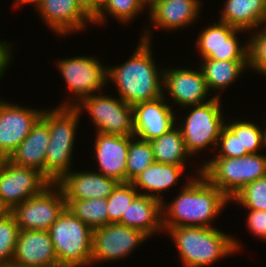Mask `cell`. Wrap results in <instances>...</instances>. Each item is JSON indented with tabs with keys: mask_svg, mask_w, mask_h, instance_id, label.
<instances>
[{
	"mask_svg": "<svg viewBox=\"0 0 266 267\" xmlns=\"http://www.w3.org/2000/svg\"><path fill=\"white\" fill-rule=\"evenodd\" d=\"M66 208L65 196L57 183L17 205L11 213L19 230H49Z\"/></svg>",
	"mask_w": 266,
	"mask_h": 267,
	"instance_id": "obj_13",
	"label": "cell"
},
{
	"mask_svg": "<svg viewBox=\"0 0 266 267\" xmlns=\"http://www.w3.org/2000/svg\"><path fill=\"white\" fill-rule=\"evenodd\" d=\"M11 267H60L47 230H20Z\"/></svg>",
	"mask_w": 266,
	"mask_h": 267,
	"instance_id": "obj_19",
	"label": "cell"
},
{
	"mask_svg": "<svg viewBox=\"0 0 266 267\" xmlns=\"http://www.w3.org/2000/svg\"><path fill=\"white\" fill-rule=\"evenodd\" d=\"M138 40L139 44L126 61L107 66V83L114 85L116 96L132 106L163 95V64L160 67L155 62L152 41Z\"/></svg>",
	"mask_w": 266,
	"mask_h": 267,
	"instance_id": "obj_2",
	"label": "cell"
},
{
	"mask_svg": "<svg viewBox=\"0 0 266 267\" xmlns=\"http://www.w3.org/2000/svg\"><path fill=\"white\" fill-rule=\"evenodd\" d=\"M96 56H74L55 61L70 95L57 106L75 107L83 98L102 92L107 83V66Z\"/></svg>",
	"mask_w": 266,
	"mask_h": 267,
	"instance_id": "obj_8",
	"label": "cell"
},
{
	"mask_svg": "<svg viewBox=\"0 0 266 267\" xmlns=\"http://www.w3.org/2000/svg\"><path fill=\"white\" fill-rule=\"evenodd\" d=\"M173 110L163 95L133 105L134 137L151 141L167 133L176 126L178 111Z\"/></svg>",
	"mask_w": 266,
	"mask_h": 267,
	"instance_id": "obj_18",
	"label": "cell"
},
{
	"mask_svg": "<svg viewBox=\"0 0 266 267\" xmlns=\"http://www.w3.org/2000/svg\"><path fill=\"white\" fill-rule=\"evenodd\" d=\"M103 93L99 92L83 98L75 108L81 116L85 113L89 115L96 132L134 136L133 106L125 103L118 96Z\"/></svg>",
	"mask_w": 266,
	"mask_h": 267,
	"instance_id": "obj_9",
	"label": "cell"
},
{
	"mask_svg": "<svg viewBox=\"0 0 266 267\" xmlns=\"http://www.w3.org/2000/svg\"><path fill=\"white\" fill-rule=\"evenodd\" d=\"M139 194L131 182H119L107 198L108 223H120L132 200Z\"/></svg>",
	"mask_w": 266,
	"mask_h": 267,
	"instance_id": "obj_31",
	"label": "cell"
},
{
	"mask_svg": "<svg viewBox=\"0 0 266 267\" xmlns=\"http://www.w3.org/2000/svg\"><path fill=\"white\" fill-rule=\"evenodd\" d=\"M19 2H20V0H14V1H13V4H12L13 7H15Z\"/></svg>",
	"mask_w": 266,
	"mask_h": 267,
	"instance_id": "obj_45",
	"label": "cell"
},
{
	"mask_svg": "<svg viewBox=\"0 0 266 267\" xmlns=\"http://www.w3.org/2000/svg\"><path fill=\"white\" fill-rule=\"evenodd\" d=\"M13 45L14 42L11 44V41H4L0 39V80L4 77L5 72L10 67L11 62L14 59V52H13Z\"/></svg>",
	"mask_w": 266,
	"mask_h": 267,
	"instance_id": "obj_38",
	"label": "cell"
},
{
	"mask_svg": "<svg viewBox=\"0 0 266 267\" xmlns=\"http://www.w3.org/2000/svg\"><path fill=\"white\" fill-rule=\"evenodd\" d=\"M166 233L176 246L183 267H210L243 247L240 239L218 227H176Z\"/></svg>",
	"mask_w": 266,
	"mask_h": 267,
	"instance_id": "obj_3",
	"label": "cell"
},
{
	"mask_svg": "<svg viewBox=\"0 0 266 267\" xmlns=\"http://www.w3.org/2000/svg\"><path fill=\"white\" fill-rule=\"evenodd\" d=\"M255 121L239 118V143L241 152L261 153L263 149L264 123L259 126ZM261 151V152H259Z\"/></svg>",
	"mask_w": 266,
	"mask_h": 267,
	"instance_id": "obj_36",
	"label": "cell"
},
{
	"mask_svg": "<svg viewBox=\"0 0 266 267\" xmlns=\"http://www.w3.org/2000/svg\"><path fill=\"white\" fill-rule=\"evenodd\" d=\"M35 12L50 31L65 37L86 31L93 20L77 5L75 0H41L34 6Z\"/></svg>",
	"mask_w": 266,
	"mask_h": 267,
	"instance_id": "obj_17",
	"label": "cell"
},
{
	"mask_svg": "<svg viewBox=\"0 0 266 267\" xmlns=\"http://www.w3.org/2000/svg\"><path fill=\"white\" fill-rule=\"evenodd\" d=\"M1 82V80H0ZM6 100V98L3 100V99H0V106L4 103V101Z\"/></svg>",
	"mask_w": 266,
	"mask_h": 267,
	"instance_id": "obj_46",
	"label": "cell"
},
{
	"mask_svg": "<svg viewBox=\"0 0 266 267\" xmlns=\"http://www.w3.org/2000/svg\"><path fill=\"white\" fill-rule=\"evenodd\" d=\"M222 104L221 98H214L203 104L186 107V116H176V125L181 129L186 150L192 157L210 147V153L216 149L226 122ZM180 117L184 120L179 121Z\"/></svg>",
	"mask_w": 266,
	"mask_h": 267,
	"instance_id": "obj_6",
	"label": "cell"
},
{
	"mask_svg": "<svg viewBox=\"0 0 266 267\" xmlns=\"http://www.w3.org/2000/svg\"><path fill=\"white\" fill-rule=\"evenodd\" d=\"M49 142V126L40 117L8 160L17 166L36 169L45 176V156Z\"/></svg>",
	"mask_w": 266,
	"mask_h": 267,
	"instance_id": "obj_23",
	"label": "cell"
},
{
	"mask_svg": "<svg viewBox=\"0 0 266 267\" xmlns=\"http://www.w3.org/2000/svg\"><path fill=\"white\" fill-rule=\"evenodd\" d=\"M75 2L93 20V1L75 0Z\"/></svg>",
	"mask_w": 266,
	"mask_h": 267,
	"instance_id": "obj_39",
	"label": "cell"
},
{
	"mask_svg": "<svg viewBox=\"0 0 266 267\" xmlns=\"http://www.w3.org/2000/svg\"><path fill=\"white\" fill-rule=\"evenodd\" d=\"M185 178L171 202H162V226L164 233L176 227H214V221L230 202L216 186L202 174L201 166ZM218 216V217H217Z\"/></svg>",
	"mask_w": 266,
	"mask_h": 267,
	"instance_id": "obj_1",
	"label": "cell"
},
{
	"mask_svg": "<svg viewBox=\"0 0 266 267\" xmlns=\"http://www.w3.org/2000/svg\"><path fill=\"white\" fill-rule=\"evenodd\" d=\"M149 142L156 162L178 166L190 164L188 160L192 156L186 150L181 129L177 125Z\"/></svg>",
	"mask_w": 266,
	"mask_h": 267,
	"instance_id": "obj_27",
	"label": "cell"
},
{
	"mask_svg": "<svg viewBox=\"0 0 266 267\" xmlns=\"http://www.w3.org/2000/svg\"><path fill=\"white\" fill-rule=\"evenodd\" d=\"M144 10L148 11L146 0H108L93 19V26L103 27L109 16L127 27V24L132 23L140 13L143 14Z\"/></svg>",
	"mask_w": 266,
	"mask_h": 267,
	"instance_id": "obj_28",
	"label": "cell"
},
{
	"mask_svg": "<svg viewBox=\"0 0 266 267\" xmlns=\"http://www.w3.org/2000/svg\"><path fill=\"white\" fill-rule=\"evenodd\" d=\"M41 0H20V2L14 7L15 9H18L19 7L23 8L24 5H31L32 7L35 6L38 2ZM23 5V6H22Z\"/></svg>",
	"mask_w": 266,
	"mask_h": 267,
	"instance_id": "obj_41",
	"label": "cell"
},
{
	"mask_svg": "<svg viewBox=\"0 0 266 267\" xmlns=\"http://www.w3.org/2000/svg\"><path fill=\"white\" fill-rule=\"evenodd\" d=\"M263 148L266 149V124H264Z\"/></svg>",
	"mask_w": 266,
	"mask_h": 267,
	"instance_id": "obj_43",
	"label": "cell"
},
{
	"mask_svg": "<svg viewBox=\"0 0 266 267\" xmlns=\"http://www.w3.org/2000/svg\"><path fill=\"white\" fill-rule=\"evenodd\" d=\"M230 202L243 209L266 211V175L244 186L230 199Z\"/></svg>",
	"mask_w": 266,
	"mask_h": 267,
	"instance_id": "obj_34",
	"label": "cell"
},
{
	"mask_svg": "<svg viewBox=\"0 0 266 267\" xmlns=\"http://www.w3.org/2000/svg\"><path fill=\"white\" fill-rule=\"evenodd\" d=\"M81 115L75 107L45 108L41 118L49 126L50 142L45 156V177L58 183L72 170L76 135Z\"/></svg>",
	"mask_w": 266,
	"mask_h": 267,
	"instance_id": "obj_4",
	"label": "cell"
},
{
	"mask_svg": "<svg viewBox=\"0 0 266 267\" xmlns=\"http://www.w3.org/2000/svg\"><path fill=\"white\" fill-rule=\"evenodd\" d=\"M93 1V19L96 17L98 12L105 6L108 0H92Z\"/></svg>",
	"mask_w": 266,
	"mask_h": 267,
	"instance_id": "obj_40",
	"label": "cell"
},
{
	"mask_svg": "<svg viewBox=\"0 0 266 267\" xmlns=\"http://www.w3.org/2000/svg\"><path fill=\"white\" fill-rule=\"evenodd\" d=\"M248 68L266 77V24L248 32ZM254 34V35H253Z\"/></svg>",
	"mask_w": 266,
	"mask_h": 267,
	"instance_id": "obj_35",
	"label": "cell"
},
{
	"mask_svg": "<svg viewBox=\"0 0 266 267\" xmlns=\"http://www.w3.org/2000/svg\"><path fill=\"white\" fill-rule=\"evenodd\" d=\"M201 69L209 91H214V98H221L226 88L240 79L244 72L249 71L248 61H220L214 59H202L197 63ZM224 92H223V91Z\"/></svg>",
	"mask_w": 266,
	"mask_h": 267,
	"instance_id": "obj_26",
	"label": "cell"
},
{
	"mask_svg": "<svg viewBox=\"0 0 266 267\" xmlns=\"http://www.w3.org/2000/svg\"><path fill=\"white\" fill-rule=\"evenodd\" d=\"M66 207L93 230L108 224L107 199L65 200Z\"/></svg>",
	"mask_w": 266,
	"mask_h": 267,
	"instance_id": "obj_29",
	"label": "cell"
},
{
	"mask_svg": "<svg viewBox=\"0 0 266 267\" xmlns=\"http://www.w3.org/2000/svg\"><path fill=\"white\" fill-rule=\"evenodd\" d=\"M248 212L246 217L247 229L255 237L261 238V240L266 242V211L264 210H254L246 209Z\"/></svg>",
	"mask_w": 266,
	"mask_h": 267,
	"instance_id": "obj_37",
	"label": "cell"
},
{
	"mask_svg": "<svg viewBox=\"0 0 266 267\" xmlns=\"http://www.w3.org/2000/svg\"><path fill=\"white\" fill-rule=\"evenodd\" d=\"M44 109L4 101L0 106V153L8 159L29 135Z\"/></svg>",
	"mask_w": 266,
	"mask_h": 267,
	"instance_id": "obj_16",
	"label": "cell"
},
{
	"mask_svg": "<svg viewBox=\"0 0 266 267\" xmlns=\"http://www.w3.org/2000/svg\"><path fill=\"white\" fill-rule=\"evenodd\" d=\"M149 238L140 230L108 223L93 230L91 267L103 262L123 261Z\"/></svg>",
	"mask_w": 266,
	"mask_h": 267,
	"instance_id": "obj_11",
	"label": "cell"
},
{
	"mask_svg": "<svg viewBox=\"0 0 266 267\" xmlns=\"http://www.w3.org/2000/svg\"><path fill=\"white\" fill-rule=\"evenodd\" d=\"M50 184L38 170L14 165L8 159L0 167V200L10 212L28 198L40 194Z\"/></svg>",
	"mask_w": 266,
	"mask_h": 267,
	"instance_id": "obj_15",
	"label": "cell"
},
{
	"mask_svg": "<svg viewBox=\"0 0 266 267\" xmlns=\"http://www.w3.org/2000/svg\"><path fill=\"white\" fill-rule=\"evenodd\" d=\"M240 33L243 36L247 31L217 20L200 30L194 48L200 60L248 61L249 35L247 33L244 37L247 39L241 42Z\"/></svg>",
	"mask_w": 266,
	"mask_h": 267,
	"instance_id": "obj_10",
	"label": "cell"
},
{
	"mask_svg": "<svg viewBox=\"0 0 266 267\" xmlns=\"http://www.w3.org/2000/svg\"><path fill=\"white\" fill-rule=\"evenodd\" d=\"M8 213H10L9 209L0 200V219L4 218Z\"/></svg>",
	"mask_w": 266,
	"mask_h": 267,
	"instance_id": "obj_42",
	"label": "cell"
},
{
	"mask_svg": "<svg viewBox=\"0 0 266 267\" xmlns=\"http://www.w3.org/2000/svg\"><path fill=\"white\" fill-rule=\"evenodd\" d=\"M94 160L98 164L96 172L116 179L118 182H126V163L129 149V141L134 136H120L94 133Z\"/></svg>",
	"mask_w": 266,
	"mask_h": 267,
	"instance_id": "obj_20",
	"label": "cell"
},
{
	"mask_svg": "<svg viewBox=\"0 0 266 267\" xmlns=\"http://www.w3.org/2000/svg\"><path fill=\"white\" fill-rule=\"evenodd\" d=\"M6 158L0 153V167Z\"/></svg>",
	"mask_w": 266,
	"mask_h": 267,
	"instance_id": "obj_44",
	"label": "cell"
},
{
	"mask_svg": "<svg viewBox=\"0 0 266 267\" xmlns=\"http://www.w3.org/2000/svg\"><path fill=\"white\" fill-rule=\"evenodd\" d=\"M210 94L198 65L193 69L169 65L163 68V96L172 107L174 106L173 108L178 105L180 111H183V108L209 102L214 99Z\"/></svg>",
	"mask_w": 266,
	"mask_h": 267,
	"instance_id": "obj_12",
	"label": "cell"
},
{
	"mask_svg": "<svg viewBox=\"0 0 266 267\" xmlns=\"http://www.w3.org/2000/svg\"><path fill=\"white\" fill-rule=\"evenodd\" d=\"M219 21L247 32L266 24V0H225Z\"/></svg>",
	"mask_w": 266,
	"mask_h": 267,
	"instance_id": "obj_25",
	"label": "cell"
},
{
	"mask_svg": "<svg viewBox=\"0 0 266 267\" xmlns=\"http://www.w3.org/2000/svg\"><path fill=\"white\" fill-rule=\"evenodd\" d=\"M188 166H178L154 161L137 175L131 183L139 194L154 197L161 202L165 200L164 192L176 187L181 177L185 178ZM185 171V173H184Z\"/></svg>",
	"mask_w": 266,
	"mask_h": 267,
	"instance_id": "obj_22",
	"label": "cell"
},
{
	"mask_svg": "<svg viewBox=\"0 0 266 267\" xmlns=\"http://www.w3.org/2000/svg\"><path fill=\"white\" fill-rule=\"evenodd\" d=\"M211 157L200 162L201 174L228 199L244 186L266 175V155L263 152L239 158Z\"/></svg>",
	"mask_w": 266,
	"mask_h": 267,
	"instance_id": "obj_5",
	"label": "cell"
},
{
	"mask_svg": "<svg viewBox=\"0 0 266 267\" xmlns=\"http://www.w3.org/2000/svg\"><path fill=\"white\" fill-rule=\"evenodd\" d=\"M215 157L239 158L250 154L249 152H241V144L239 143V119L231 120L226 118L225 126L218 138L215 151Z\"/></svg>",
	"mask_w": 266,
	"mask_h": 267,
	"instance_id": "obj_33",
	"label": "cell"
},
{
	"mask_svg": "<svg viewBox=\"0 0 266 267\" xmlns=\"http://www.w3.org/2000/svg\"><path fill=\"white\" fill-rule=\"evenodd\" d=\"M73 170L57 183L64 192L65 200L107 199L119 183L96 171Z\"/></svg>",
	"mask_w": 266,
	"mask_h": 267,
	"instance_id": "obj_21",
	"label": "cell"
},
{
	"mask_svg": "<svg viewBox=\"0 0 266 267\" xmlns=\"http://www.w3.org/2000/svg\"><path fill=\"white\" fill-rule=\"evenodd\" d=\"M120 224L140 230L148 238L163 232L162 202L154 197L138 194L122 216Z\"/></svg>",
	"mask_w": 266,
	"mask_h": 267,
	"instance_id": "obj_24",
	"label": "cell"
},
{
	"mask_svg": "<svg viewBox=\"0 0 266 267\" xmlns=\"http://www.w3.org/2000/svg\"><path fill=\"white\" fill-rule=\"evenodd\" d=\"M202 6L201 0H151L146 13L151 26L144 25L140 38L151 42L154 36L153 30L156 28L171 33L190 28L197 24L200 15L203 14Z\"/></svg>",
	"mask_w": 266,
	"mask_h": 267,
	"instance_id": "obj_14",
	"label": "cell"
},
{
	"mask_svg": "<svg viewBox=\"0 0 266 267\" xmlns=\"http://www.w3.org/2000/svg\"><path fill=\"white\" fill-rule=\"evenodd\" d=\"M154 161L155 158L150 142L133 137L129 141L126 163V182H131Z\"/></svg>",
	"mask_w": 266,
	"mask_h": 267,
	"instance_id": "obj_30",
	"label": "cell"
},
{
	"mask_svg": "<svg viewBox=\"0 0 266 267\" xmlns=\"http://www.w3.org/2000/svg\"><path fill=\"white\" fill-rule=\"evenodd\" d=\"M48 231L60 267H91L93 229L67 207Z\"/></svg>",
	"mask_w": 266,
	"mask_h": 267,
	"instance_id": "obj_7",
	"label": "cell"
},
{
	"mask_svg": "<svg viewBox=\"0 0 266 267\" xmlns=\"http://www.w3.org/2000/svg\"><path fill=\"white\" fill-rule=\"evenodd\" d=\"M19 231L11 212L0 219V267H11Z\"/></svg>",
	"mask_w": 266,
	"mask_h": 267,
	"instance_id": "obj_32",
	"label": "cell"
}]
</instances>
